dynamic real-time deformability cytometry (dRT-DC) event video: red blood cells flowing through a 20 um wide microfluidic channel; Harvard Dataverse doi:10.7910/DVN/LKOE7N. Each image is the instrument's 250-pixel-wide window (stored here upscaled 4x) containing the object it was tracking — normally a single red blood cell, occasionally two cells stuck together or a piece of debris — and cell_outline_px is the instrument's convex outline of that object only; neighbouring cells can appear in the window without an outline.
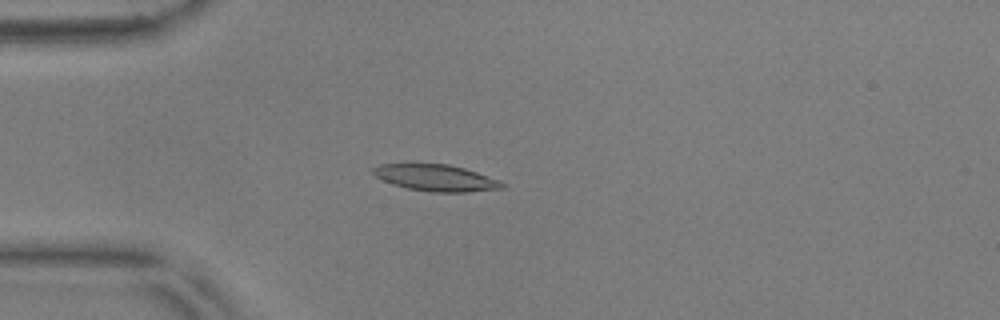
{"species": "common noctule bat (a hibernating species)", "species_latin": "Nyctalus noctula", "temperature_condition": "warm", "stored_images_in_passage": 45, "camera_frame_rate_fps": 3000, "um_per_image_px": 0.085, "animal": {"sex": "male", "body_mass_g": 17.9, "forearm_length_mm": 54.2}, "frame": {"image": 1, "passage_image": 5, "time_ms": 1.333, "image_size_px": [1000, 320], "cell_outline_px": [[504, 188], [468, 192], [432, 192], [408, 188], [392, 184], [376, 176], [372, 172], [372, 168], [380, 164], [448, 164], [464, 168], [500, 180], [504, 184]], "centroid_in_image_um": [37.06, 15.12], "position_along_channel_um": 47.9, "area_um2": 19.77}}
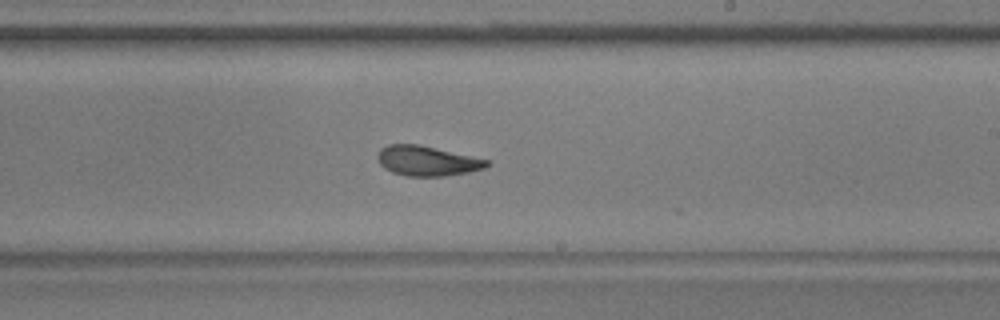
{"frame": {"image": 2, "passage_image": 23, "time_ms": 7.333, "image_size_px": [1000, 320], "cell_outline_px": [[492, 164], [484, 168], [468, 172], [444, 176], [408, 176], [392, 172], [384, 168], [376, 160], [376, 156], [380, 148], [388, 144], [416, 144], [488, 160]], "centroid_in_image_um": [36.25, 13.68], "position_along_channel_um": 252.8, "area_um2": 18.9}}
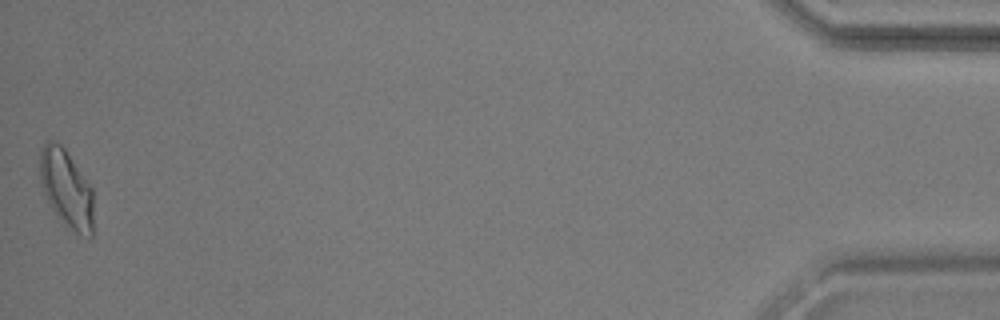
{"frame": {"image": 3, "passage_image": 45, "time_ms": 14.667, "image_size_px": [1000, 320], "cell_outline_px": [[92, 236], [88, 236], [76, 232], [56, 216], [40, 184], [40, 152], [44, 144], [48, 140], [56, 140], [64, 148], [92, 188]], "centroid_in_image_um": [5.62, 15.99], "position_along_channel_um": 429.6, "area_um2": 23.81}, "authors_computed_cell_mechanics": {"area_um2": 19.8832, "velocity_mm_per_s": 3.6522, "shape_relaxation_time_tau1_ms": 7.7774, "shape_relaxation_time_tau2_ms": 3.7573, "deformation_change_tau1": 0.2189, "deformation_change_tau2": 0.0928}}